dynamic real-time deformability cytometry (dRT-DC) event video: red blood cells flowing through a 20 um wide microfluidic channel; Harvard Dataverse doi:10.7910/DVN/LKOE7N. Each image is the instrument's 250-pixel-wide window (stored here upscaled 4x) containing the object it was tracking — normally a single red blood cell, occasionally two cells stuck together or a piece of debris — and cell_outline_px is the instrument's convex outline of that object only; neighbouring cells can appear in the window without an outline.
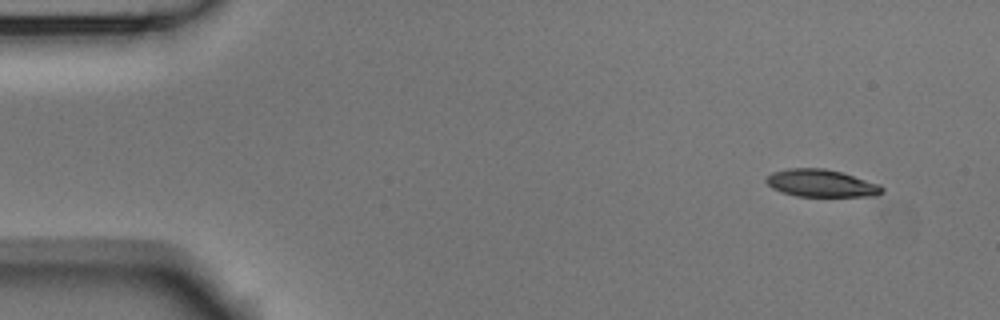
{"species": "Egyptian fruit bat (a non-hibernating species)", "species_latin": "Rousettus aegyptiacus", "temperature_condition": "room temperature", "stored_images_in_passage": 51, "camera_frame_rate_fps": 3000, "um_per_image_px": 0.085, "animal": {"sex": "male"}, "frame": {"image": 1, "passage_image": 1, "time_ms": 0.0, "image_size_px": [1000, 320], "cell_outline_px": [[884, 192], [876, 196], [796, 196], [780, 192], [772, 188], [764, 180], [772, 172], [788, 168], [824, 168], [840, 172], [880, 184], [884, 188]], "centroid_in_image_um": [69.8, 15.58], "position_along_channel_um": 15.2, "area_um2": 18.55}}
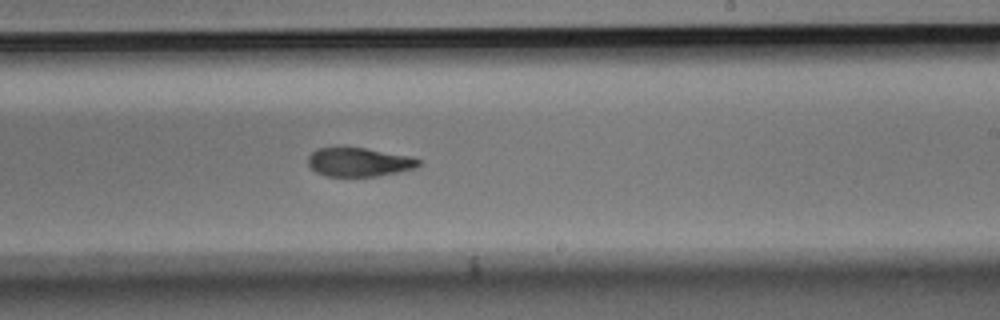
{"frame": {"image": 2, "passage_image": 29, "time_ms": 9.333, "image_size_px": [1000, 320], "cell_outline_px": [[420, 164], [416, 168], [376, 176], [324, 176], [316, 172], [308, 164], [308, 156], [316, 148], [364, 148], [412, 156], [420, 160]], "centroid_in_image_um": [30.51, 13.78], "position_along_channel_um": 258.5, "area_um2": 18.44}}
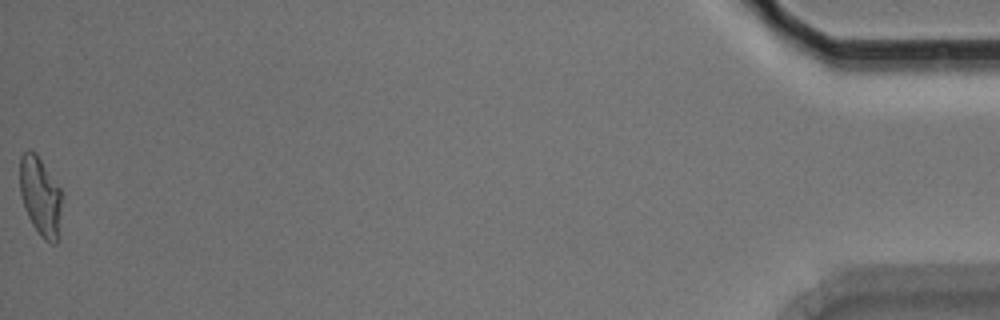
{"frame": {"image": 3, "passage_image": 51, "time_ms": 16.667, "image_size_px": [1000, 320], "cell_outline_px": [[60, 212], [56, 244], [52, 244], [44, 240], [40, 236], [32, 224], [24, 208], [20, 196], [20, 156], [28, 148], [36, 152], [60, 188]], "centroid_in_image_um": [3.39, 16.65], "position_along_channel_um": 431.8, "area_um2": 19.19}, "authors_computed_cell_mechanics": {"area_um2": 19.8832, "velocity_mm_per_s": 3.7153, "shape_relaxation_time_tau1_ms": 3.7617, "shape_relaxation_time_tau2_ms": 3.1519, "deformation_change_tau1": 0.1641, "deformation_change_tau2": 0.1074}}